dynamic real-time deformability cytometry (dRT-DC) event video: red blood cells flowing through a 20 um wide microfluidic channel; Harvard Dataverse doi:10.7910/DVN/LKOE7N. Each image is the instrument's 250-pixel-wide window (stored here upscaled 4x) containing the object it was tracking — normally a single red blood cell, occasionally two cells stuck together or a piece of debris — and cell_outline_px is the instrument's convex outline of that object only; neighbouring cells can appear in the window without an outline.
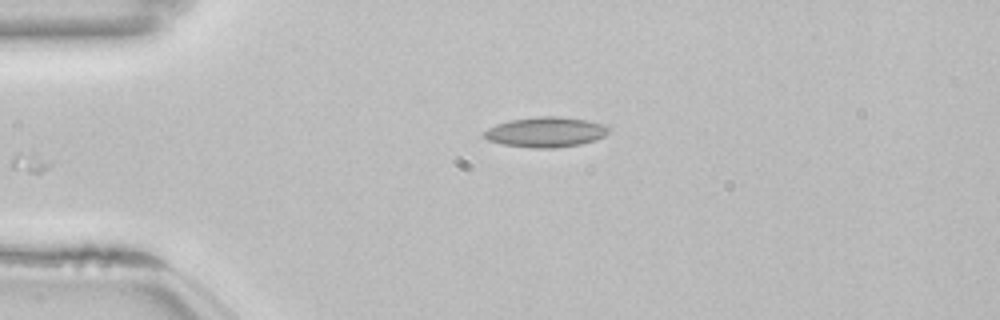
{"species": "common noctule bat (a hibernating species)", "species_latin": "Nyctalus noctula", "temperature_condition": "room temperature", "stored_images_in_passage": 39, "segment_of_instrument_passage": [1, 2], "camera_frame_rate_fps": 3000, "um_per_image_px": 0.085, "animal": {"sex": "female", "body_mass_g": 22.7, "forearm_length_mm": 54.2}, "frame": {"image": 1, "passage_image": 1, "time_ms": 0.0, "image_size_px": [1000, 320], "cell_outline_px": [[612, 128], [604, 136], [596, 140], [580, 144], [556, 148], [532, 148], [500, 144], [488, 140], [484, 136], [484, 132], [488, 128], [496, 124], [512, 120], [536, 116], [560, 116], [588, 120], [608, 124]], "centroid_in_image_um": [46.45, 11.22], "position_along_channel_um": 38.6, "area_um2": 22.2}}
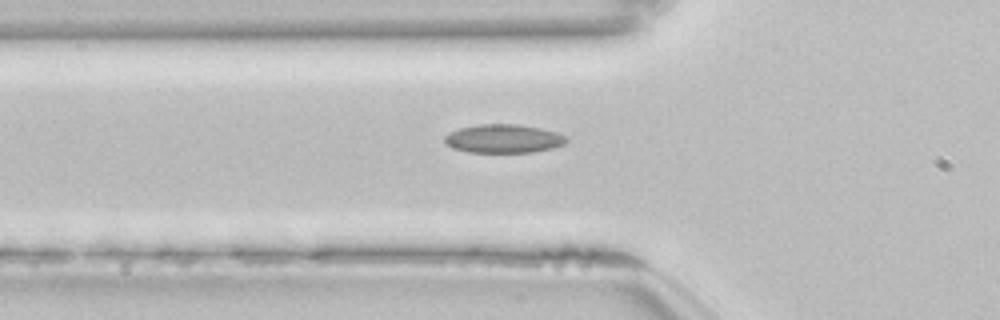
{"frame": {"image": 2, "passage_image": 7, "time_ms": 2.0, "image_size_px": [1000, 320], "cell_outline_px": [[568, 140], [564, 144], [552, 148], [532, 152], [468, 152], [452, 148], [444, 140], [444, 136], [460, 128], [480, 124], [516, 124], [540, 128], [556, 132], [564, 136]], "centroid_in_image_um": [42.8, 11.79], "position_along_channel_um": 83.0, "area_um2": 20.06}}
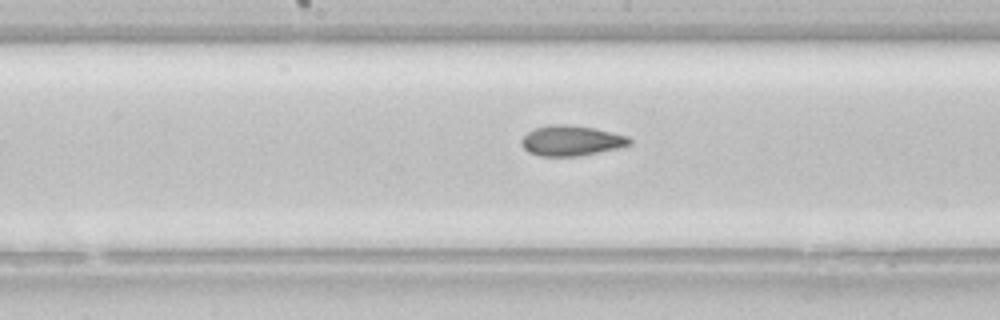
{"frame": {"image": 3, "passage_image": 16, "time_ms": 5.0, "image_size_px": [1000, 320], "cell_outline_px": [[632, 144], [620, 148], [580, 156], [540, 156], [528, 152], [520, 144], [520, 140], [528, 132], [536, 128], [548, 124], [568, 124], [596, 128], [628, 136], [632, 140]], "centroid_in_image_um": [48.58, 11.95], "position_along_channel_um": 199.6, "area_um2": 19.36}}